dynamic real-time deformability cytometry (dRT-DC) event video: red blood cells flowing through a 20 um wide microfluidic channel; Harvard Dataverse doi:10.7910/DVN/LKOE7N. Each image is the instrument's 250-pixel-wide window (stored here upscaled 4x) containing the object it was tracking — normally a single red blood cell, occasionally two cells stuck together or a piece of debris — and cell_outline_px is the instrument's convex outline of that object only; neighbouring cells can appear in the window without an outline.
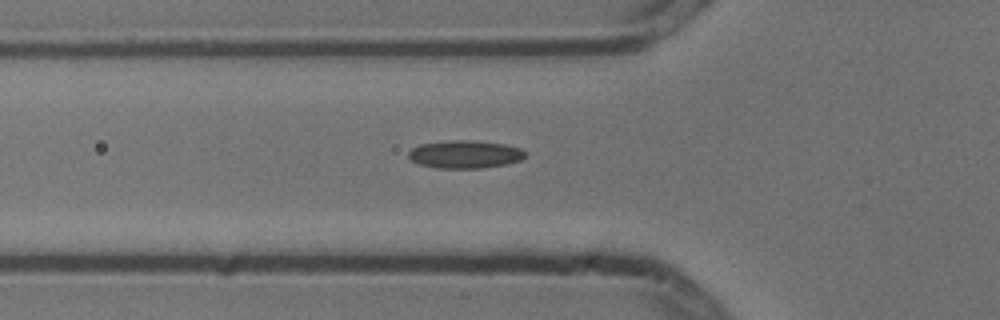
{"species": "common noctule bat (a hibernating species)", "species_latin": "Nyctalus noctula", "temperature_condition": "cold", "stored_images_in_passage": 7, "camera_frame_rate_fps": 3000, "um_per_image_px": 0.085, "animal": {"sex": "male", "body_mass_g": 13.3}, "frame": {"image": 1, "passage_image": 7, "time_ms": 2.0, "image_size_px": [1000, 320], "cell_outline_px": [[524, 156], [520, 160], [504, 164], [480, 168], [436, 168], [420, 164], [412, 160], [408, 156], [408, 152], [412, 148], [420, 144], [448, 140], [476, 140], [504, 144], [520, 148], [524, 152]], "centroid_in_image_um": [39.48, 13.1], "position_along_channel_um": 86.3, "area_um2": 18.84}}